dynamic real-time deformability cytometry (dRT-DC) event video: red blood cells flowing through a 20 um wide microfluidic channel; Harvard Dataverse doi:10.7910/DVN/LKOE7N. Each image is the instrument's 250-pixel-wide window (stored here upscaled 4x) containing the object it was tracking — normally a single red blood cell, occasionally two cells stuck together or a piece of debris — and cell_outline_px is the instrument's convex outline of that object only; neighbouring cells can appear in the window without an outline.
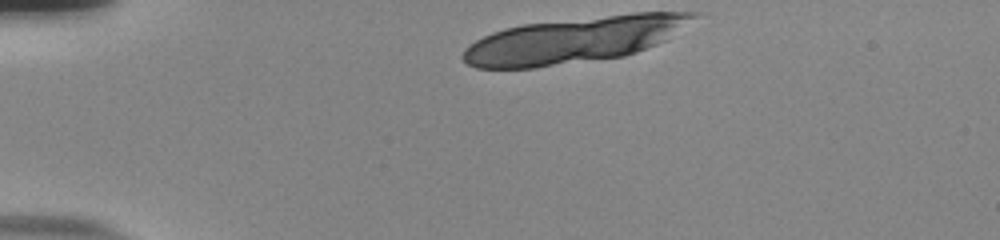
{"species": "human", "species_latin": "Homo sapiens", "temperature_condition": "room temperature", "stored_images_in_passage": 10, "camera_frame_rate_fps": 3000, "um_per_image_px": 0.085, "donor": {"sex": "male"}, "frame": {"image": 1, "passage_image": 1, "time_ms": 0.0, "image_size_px": [1000, 240], "cell_outline_px": [[700, 12], [696, 16], [664, 40], [656, 44], [636, 52], [624, 56], [536, 68], [476, 68], [468, 64], [460, 56], [464, 48], [468, 44], [492, 32], [504, 28], [524, 24], [632, 12]], "centroid_in_image_um": [48.71, 3.39], "position_along_channel_um": 36.3, "area_um2": 61.38}}